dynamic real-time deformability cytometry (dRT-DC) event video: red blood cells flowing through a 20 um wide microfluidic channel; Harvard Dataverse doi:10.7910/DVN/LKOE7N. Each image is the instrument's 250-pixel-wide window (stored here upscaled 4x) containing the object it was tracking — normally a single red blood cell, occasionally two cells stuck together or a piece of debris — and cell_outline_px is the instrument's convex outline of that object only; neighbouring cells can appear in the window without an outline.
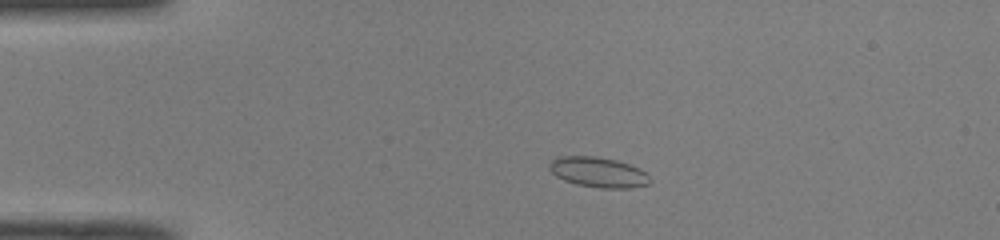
{"species": "common noctule bat (a hibernating species)", "species_latin": "Nyctalus noctula", "temperature_condition": "room temperature", "stored_images_in_passage": 47, "camera_frame_rate_fps": 3000, "um_per_image_px": 0.085, "animal": {"sex": "male", "body_mass_g": 19.0, "forearm_length_mm": 50.8}, "frame": {"image": 1, "passage_image": 8, "time_ms": 2.333, "image_size_px": [1000, 240], "cell_outline_px": [[652, 180], [648, 184], [628, 188], [600, 188], [576, 184], [564, 180], [556, 176], [548, 168], [548, 164], [556, 156], [596, 156], [616, 160], [640, 168]], "centroid_in_image_um": [50.82, 14.63], "position_along_channel_um": 34.2, "area_um2": 17.74}}
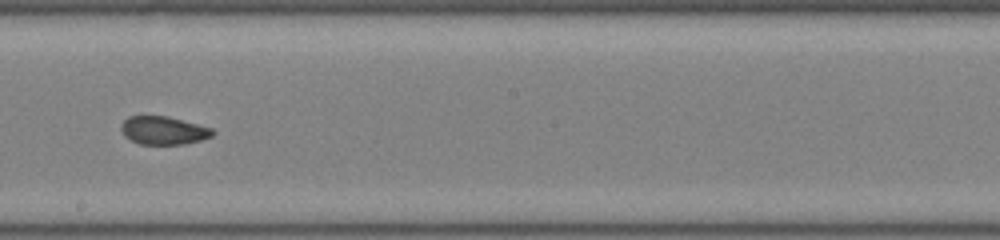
{"frame": {"image": 2, "passage_image": 26, "time_ms": 8.333, "image_size_px": [1000, 240], "cell_outline_px": [[216, 132], [212, 136], [200, 140], [184, 144], [140, 144], [124, 136], [120, 128], [120, 124], [128, 116], [168, 116], [212, 128]], "centroid_in_image_um": [13.89, 11.08], "position_along_channel_um": 234.3, "area_um2": 15.03}}
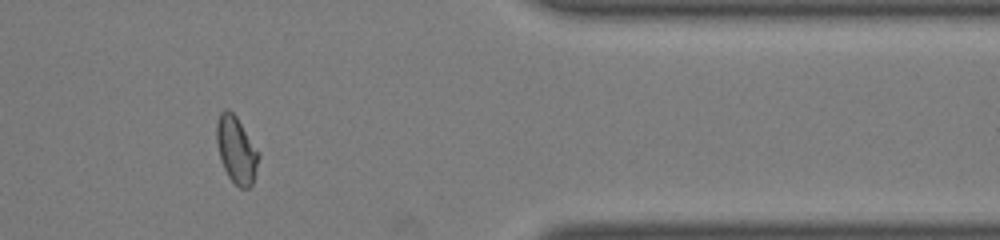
{"frame": {"image": 3, "passage_image": 39, "time_ms": 12.667, "image_size_px": [1000, 240], "cell_outline_px": [[260, 156], [252, 184], [248, 188], [240, 188], [228, 176], [220, 160], [216, 140], [216, 124], [220, 112], [224, 108], [228, 108], [236, 116], [260, 152]], "centroid_in_image_um": [20.09, 12.71], "position_along_channel_um": 391.3, "area_um2": 16.47}}